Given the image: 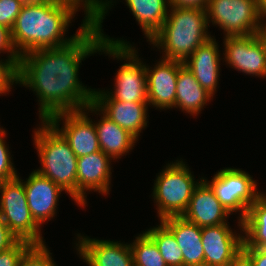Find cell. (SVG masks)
I'll return each mask as SVG.
<instances>
[{
  "label": "cell",
  "instance_id": "6da1fadb",
  "mask_svg": "<svg viewBox=\"0 0 266 266\" xmlns=\"http://www.w3.org/2000/svg\"><path fill=\"white\" fill-rule=\"evenodd\" d=\"M112 2L95 0L94 21L71 43L36 49L20 57L18 83L36 93L41 121L56 113L83 110L93 103L95 89L82 85L79 65L87 56L97 53L104 42L102 22Z\"/></svg>",
  "mask_w": 266,
  "mask_h": 266
},
{
  "label": "cell",
  "instance_id": "7a4b0ae2",
  "mask_svg": "<svg viewBox=\"0 0 266 266\" xmlns=\"http://www.w3.org/2000/svg\"><path fill=\"white\" fill-rule=\"evenodd\" d=\"M95 0H26L17 16L11 37L20 56L42 48H58L71 43L94 21ZM84 6L85 19L74 36L64 34L78 8Z\"/></svg>",
  "mask_w": 266,
  "mask_h": 266
},
{
  "label": "cell",
  "instance_id": "3957f363",
  "mask_svg": "<svg viewBox=\"0 0 266 266\" xmlns=\"http://www.w3.org/2000/svg\"><path fill=\"white\" fill-rule=\"evenodd\" d=\"M161 28L149 40L165 53L167 60L184 62L195 49L208 41L207 12L204 8L170 6ZM170 12V13H169Z\"/></svg>",
  "mask_w": 266,
  "mask_h": 266
},
{
  "label": "cell",
  "instance_id": "277c9868",
  "mask_svg": "<svg viewBox=\"0 0 266 266\" xmlns=\"http://www.w3.org/2000/svg\"><path fill=\"white\" fill-rule=\"evenodd\" d=\"M40 127L33 138L42 166L35 171L60 186L77 203L78 157L48 120H42Z\"/></svg>",
  "mask_w": 266,
  "mask_h": 266
},
{
  "label": "cell",
  "instance_id": "5b68a950",
  "mask_svg": "<svg viewBox=\"0 0 266 266\" xmlns=\"http://www.w3.org/2000/svg\"><path fill=\"white\" fill-rule=\"evenodd\" d=\"M104 42L98 52H104L127 63L121 65L115 76L114 90L106 92L112 99L125 102H148L146 65L140 61L134 46L127 41L109 38L102 33Z\"/></svg>",
  "mask_w": 266,
  "mask_h": 266
},
{
  "label": "cell",
  "instance_id": "8992f818",
  "mask_svg": "<svg viewBox=\"0 0 266 266\" xmlns=\"http://www.w3.org/2000/svg\"><path fill=\"white\" fill-rule=\"evenodd\" d=\"M183 160L167 164L154 182L153 195L160 220L182 216L186 211L195 188L203 180L194 181V175Z\"/></svg>",
  "mask_w": 266,
  "mask_h": 266
},
{
  "label": "cell",
  "instance_id": "52a82bcc",
  "mask_svg": "<svg viewBox=\"0 0 266 266\" xmlns=\"http://www.w3.org/2000/svg\"><path fill=\"white\" fill-rule=\"evenodd\" d=\"M0 193V216L10 231L18 240L28 241L32 245L45 244L41 227L28 207L23 180L18 176L1 181Z\"/></svg>",
  "mask_w": 266,
  "mask_h": 266
},
{
  "label": "cell",
  "instance_id": "ba28073f",
  "mask_svg": "<svg viewBox=\"0 0 266 266\" xmlns=\"http://www.w3.org/2000/svg\"><path fill=\"white\" fill-rule=\"evenodd\" d=\"M206 12L208 24L211 20L224 30L226 37L258 33L261 20L258 0H209Z\"/></svg>",
  "mask_w": 266,
  "mask_h": 266
},
{
  "label": "cell",
  "instance_id": "9c48e42d",
  "mask_svg": "<svg viewBox=\"0 0 266 266\" xmlns=\"http://www.w3.org/2000/svg\"><path fill=\"white\" fill-rule=\"evenodd\" d=\"M203 180L214 191L220 203L230 212H241L242 220L249 207L262 194L257 191V183L241 169L224 168L218 171L212 181Z\"/></svg>",
  "mask_w": 266,
  "mask_h": 266
},
{
  "label": "cell",
  "instance_id": "30bf717a",
  "mask_svg": "<svg viewBox=\"0 0 266 266\" xmlns=\"http://www.w3.org/2000/svg\"><path fill=\"white\" fill-rule=\"evenodd\" d=\"M98 111L137 139L147 126L148 102H125L112 99L106 91L94 90L93 103L83 111Z\"/></svg>",
  "mask_w": 266,
  "mask_h": 266
},
{
  "label": "cell",
  "instance_id": "8fae6325",
  "mask_svg": "<svg viewBox=\"0 0 266 266\" xmlns=\"http://www.w3.org/2000/svg\"><path fill=\"white\" fill-rule=\"evenodd\" d=\"M224 58L227 65L245 74L266 77V46L258 34L225 36Z\"/></svg>",
  "mask_w": 266,
  "mask_h": 266
},
{
  "label": "cell",
  "instance_id": "7c38bea8",
  "mask_svg": "<svg viewBox=\"0 0 266 266\" xmlns=\"http://www.w3.org/2000/svg\"><path fill=\"white\" fill-rule=\"evenodd\" d=\"M83 110L60 112L52 115L48 121L68 141L77 157H83L100 151L95 124ZM63 120L64 126L59 128Z\"/></svg>",
  "mask_w": 266,
  "mask_h": 266
},
{
  "label": "cell",
  "instance_id": "4fadbf2b",
  "mask_svg": "<svg viewBox=\"0 0 266 266\" xmlns=\"http://www.w3.org/2000/svg\"><path fill=\"white\" fill-rule=\"evenodd\" d=\"M111 158L101 150L77 158V204L85 207L86 191L109 194L111 181Z\"/></svg>",
  "mask_w": 266,
  "mask_h": 266
},
{
  "label": "cell",
  "instance_id": "5bb4252c",
  "mask_svg": "<svg viewBox=\"0 0 266 266\" xmlns=\"http://www.w3.org/2000/svg\"><path fill=\"white\" fill-rule=\"evenodd\" d=\"M243 236L234 233L228 223L202 227L204 266H228L242 250Z\"/></svg>",
  "mask_w": 266,
  "mask_h": 266
},
{
  "label": "cell",
  "instance_id": "9a60e30c",
  "mask_svg": "<svg viewBox=\"0 0 266 266\" xmlns=\"http://www.w3.org/2000/svg\"><path fill=\"white\" fill-rule=\"evenodd\" d=\"M153 69L146 65L148 105L159 109L175 106L178 70L180 61L160 59Z\"/></svg>",
  "mask_w": 266,
  "mask_h": 266
},
{
  "label": "cell",
  "instance_id": "2e32d148",
  "mask_svg": "<svg viewBox=\"0 0 266 266\" xmlns=\"http://www.w3.org/2000/svg\"><path fill=\"white\" fill-rule=\"evenodd\" d=\"M80 257L89 266H134L130 244L77 236Z\"/></svg>",
  "mask_w": 266,
  "mask_h": 266
},
{
  "label": "cell",
  "instance_id": "e0dca14e",
  "mask_svg": "<svg viewBox=\"0 0 266 266\" xmlns=\"http://www.w3.org/2000/svg\"><path fill=\"white\" fill-rule=\"evenodd\" d=\"M26 180L23 184L28 207L34 220L41 226L55 216L59 196L64 190L35 170Z\"/></svg>",
  "mask_w": 266,
  "mask_h": 266
},
{
  "label": "cell",
  "instance_id": "ac0fdd59",
  "mask_svg": "<svg viewBox=\"0 0 266 266\" xmlns=\"http://www.w3.org/2000/svg\"><path fill=\"white\" fill-rule=\"evenodd\" d=\"M231 213L220 203L211 187L202 180L195 188L182 217L199 227L227 223Z\"/></svg>",
  "mask_w": 266,
  "mask_h": 266
},
{
  "label": "cell",
  "instance_id": "d6986e66",
  "mask_svg": "<svg viewBox=\"0 0 266 266\" xmlns=\"http://www.w3.org/2000/svg\"><path fill=\"white\" fill-rule=\"evenodd\" d=\"M213 36L203 45L198 46L183 63L192 72L197 82L212 96L219 80L220 53Z\"/></svg>",
  "mask_w": 266,
  "mask_h": 266
},
{
  "label": "cell",
  "instance_id": "ffe728a7",
  "mask_svg": "<svg viewBox=\"0 0 266 266\" xmlns=\"http://www.w3.org/2000/svg\"><path fill=\"white\" fill-rule=\"evenodd\" d=\"M160 222L174 235L183 254V266H204L202 228L182 216H171Z\"/></svg>",
  "mask_w": 266,
  "mask_h": 266
},
{
  "label": "cell",
  "instance_id": "44dd1931",
  "mask_svg": "<svg viewBox=\"0 0 266 266\" xmlns=\"http://www.w3.org/2000/svg\"><path fill=\"white\" fill-rule=\"evenodd\" d=\"M213 96L197 82L192 72L183 64L178 70L175 108L197 115Z\"/></svg>",
  "mask_w": 266,
  "mask_h": 266
},
{
  "label": "cell",
  "instance_id": "7402d4cb",
  "mask_svg": "<svg viewBox=\"0 0 266 266\" xmlns=\"http://www.w3.org/2000/svg\"><path fill=\"white\" fill-rule=\"evenodd\" d=\"M101 119L95 122V128L101 151L112 159H118L120 156L133 149L137 138L127 130L118 126L104 114Z\"/></svg>",
  "mask_w": 266,
  "mask_h": 266
},
{
  "label": "cell",
  "instance_id": "603a6c76",
  "mask_svg": "<svg viewBox=\"0 0 266 266\" xmlns=\"http://www.w3.org/2000/svg\"><path fill=\"white\" fill-rule=\"evenodd\" d=\"M149 41L161 28L168 15V0H125Z\"/></svg>",
  "mask_w": 266,
  "mask_h": 266
},
{
  "label": "cell",
  "instance_id": "cb8c5ba5",
  "mask_svg": "<svg viewBox=\"0 0 266 266\" xmlns=\"http://www.w3.org/2000/svg\"><path fill=\"white\" fill-rule=\"evenodd\" d=\"M239 228L244 232L242 248L266 249V198L261 194L249 207L246 216L239 219Z\"/></svg>",
  "mask_w": 266,
  "mask_h": 266
},
{
  "label": "cell",
  "instance_id": "d4e9b609",
  "mask_svg": "<svg viewBox=\"0 0 266 266\" xmlns=\"http://www.w3.org/2000/svg\"><path fill=\"white\" fill-rule=\"evenodd\" d=\"M155 242L167 266H183V254L174 235L162 224L145 231Z\"/></svg>",
  "mask_w": 266,
  "mask_h": 266
},
{
  "label": "cell",
  "instance_id": "484cf974",
  "mask_svg": "<svg viewBox=\"0 0 266 266\" xmlns=\"http://www.w3.org/2000/svg\"><path fill=\"white\" fill-rule=\"evenodd\" d=\"M130 247L134 266H167L155 242L145 232L137 236Z\"/></svg>",
  "mask_w": 266,
  "mask_h": 266
},
{
  "label": "cell",
  "instance_id": "4316f807",
  "mask_svg": "<svg viewBox=\"0 0 266 266\" xmlns=\"http://www.w3.org/2000/svg\"><path fill=\"white\" fill-rule=\"evenodd\" d=\"M45 244L32 245L21 257L18 266H56Z\"/></svg>",
  "mask_w": 266,
  "mask_h": 266
},
{
  "label": "cell",
  "instance_id": "83f0119b",
  "mask_svg": "<svg viewBox=\"0 0 266 266\" xmlns=\"http://www.w3.org/2000/svg\"><path fill=\"white\" fill-rule=\"evenodd\" d=\"M4 137L6 138V131L0 128V182L18 177Z\"/></svg>",
  "mask_w": 266,
  "mask_h": 266
},
{
  "label": "cell",
  "instance_id": "f1b7e54d",
  "mask_svg": "<svg viewBox=\"0 0 266 266\" xmlns=\"http://www.w3.org/2000/svg\"><path fill=\"white\" fill-rule=\"evenodd\" d=\"M26 0H0V25L12 30Z\"/></svg>",
  "mask_w": 266,
  "mask_h": 266
},
{
  "label": "cell",
  "instance_id": "f546056e",
  "mask_svg": "<svg viewBox=\"0 0 266 266\" xmlns=\"http://www.w3.org/2000/svg\"><path fill=\"white\" fill-rule=\"evenodd\" d=\"M32 246L25 240H18L10 248L0 252V266H18L21 257Z\"/></svg>",
  "mask_w": 266,
  "mask_h": 266
},
{
  "label": "cell",
  "instance_id": "4dcf8cb0",
  "mask_svg": "<svg viewBox=\"0 0 266 266\" xmlns=\"http://www.w3.org/2000/svg\"><path fill=\"white\" fill-rule=\"evenodd\" d=\"M13 83L18 84V67L10 59H3L0 61V94L11 91Z\"/></svg>",
  "mask_w": 266,
  "mask_h": 266
},
{
  "label": "cell",
  "instance_id": "1f68e13d",
  "mask_svg": "<svg viewBox=\"0 0 266 266\" xmlns=\"http://www.w3.org/2000/svg\"><path fill=\"white\" fill-rule=\"evenodd\" d=\"M1 52H8V59H10L17 67L19 66L21 56L14 48L11 30L2 25H0V53Z\"/></svg>",
  "mask_w": 266,
  "mask_h": 266
},
{
  "label": "cell",
  "instance_id": "d6a6232c",
  "mask_svg": "<svg viewBox=\"0 0 266 266\" xmlns=\"http://www.w3.org/2000/svg\"><path fill=\"white\" fill-rule=\"evenodd\" d=\"M18 238L10 231L0 216V252L13 246Z\"/></svg>",
  "mask_w": 266,
  "mask_h": 266
},
{
  "label": "cell",
  "instance_id": "836d02e7",
  "mask_svg": "<svg viewBox=\"0 0 266 266\" xmlns=\"http://www.w3.org/2000/svg\"><path fill=\"white\" fill-rule=\"evenodd\" d=\"M252 259L254 266H266V249L242 248Z\"/></svg>",
  "mask_w": 266,
  "mask_h": 266
},
{
  "label": "cell",
  "instance_id": "e575fe53",
  "mask_svg": "<svg viewBox=\"0 0 266 266\" xmlns=\"http://www.w3.org/2000/svg\"><path fill=\"white\" fill-rule=\"evenodd\" d=\"M168 1L170 6L206 9L209 0H168Z\"/></svg>",
  "mask_w": 266,
  "mask_h": 266
},
{
  "label": "cell",
  "instance_id": "d590c367",
  "mask_svg": "<svg viewBox=\"0 0 266 266\" xmlns=\"http://www.w3.org/2000/svg\"><path fill=\"white\" fill-rule=\"evenodd\" d=\"M228 266H254L251 257L242 249Z\"/></svg>",
  "mask_w": 266,
  "mask_h": 266
},
{
  "label": "cell",
  "instance_id": "8d00e7d4",
  "mask_svg": "<svg viewBox=\"0 0 266 266\" xmlns=\"http://www.w3.org/2000/svg\"><path fill=\"white\" fill-rule=\"evenodd\" d=\"M264 19H266V16ZM264 19L260 20L259 29H258L257 34H258L260 40L266 46V22L265 23L262 22Z\"/></svg>",
  "mask_w": 266,
  "mask_h": 266
},
{
  "label": "cell",
  "instance_id": "74e56055",
  "mask_svg": "<svg viewBox=\"0 0 266 266\" xmlns=\"http://www.w3.org/2000/svg\"><path fill=\"white\" fill-rule=\"evenodd\" d=\"M261 19L266 16V0H258Z\"/></svg>",
  "mask_w": 266,
  "mask_h": 266
}]
</instances>
